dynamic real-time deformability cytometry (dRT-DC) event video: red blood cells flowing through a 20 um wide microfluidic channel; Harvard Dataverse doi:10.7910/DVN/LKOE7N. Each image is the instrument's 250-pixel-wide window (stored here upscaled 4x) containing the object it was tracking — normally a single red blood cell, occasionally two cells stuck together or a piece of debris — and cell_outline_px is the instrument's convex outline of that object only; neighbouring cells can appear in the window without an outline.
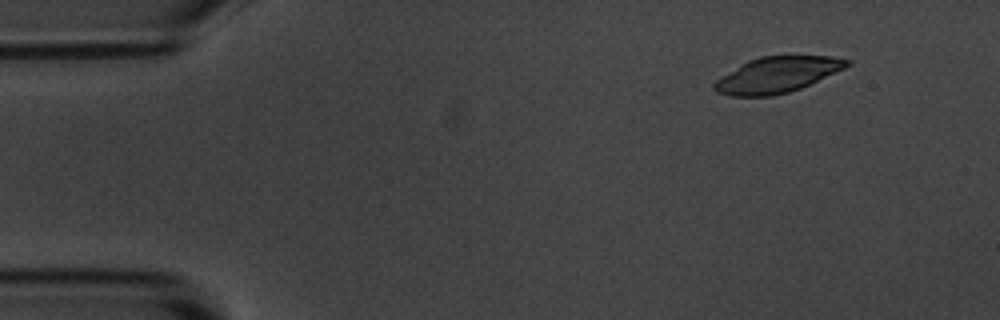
{"species": "common noctule bat (a hibernating species)", "species_latin": "Nyctalus noctula", "temperature_condition": "room temperature", "stored_images_in_passage": 4, "camera_frame_rate_fps": 3000, "um_per_image_px": 0.085, "animal": {"sex": "male", "body_mass_g": 20.1, "forearm_length_mm": 53.5}, "frame": {"image": 1, "passage_image": 1, "time_ms": 0.0, "image_size_px": [1000, 320], "cell_outline_px": [[852, 64], [844, 68], [800, 88], [788, 92], [772, 96], [728, 96], [716, 92], [712, 88], [712, 84], [716, 80], [748, 60], [760, 56], [832, 56], [852, 60]], "centroid_in_image_um": [66.04, 6.36], "position_along_channel_um": 19.0, "area_um2": 27.46}}